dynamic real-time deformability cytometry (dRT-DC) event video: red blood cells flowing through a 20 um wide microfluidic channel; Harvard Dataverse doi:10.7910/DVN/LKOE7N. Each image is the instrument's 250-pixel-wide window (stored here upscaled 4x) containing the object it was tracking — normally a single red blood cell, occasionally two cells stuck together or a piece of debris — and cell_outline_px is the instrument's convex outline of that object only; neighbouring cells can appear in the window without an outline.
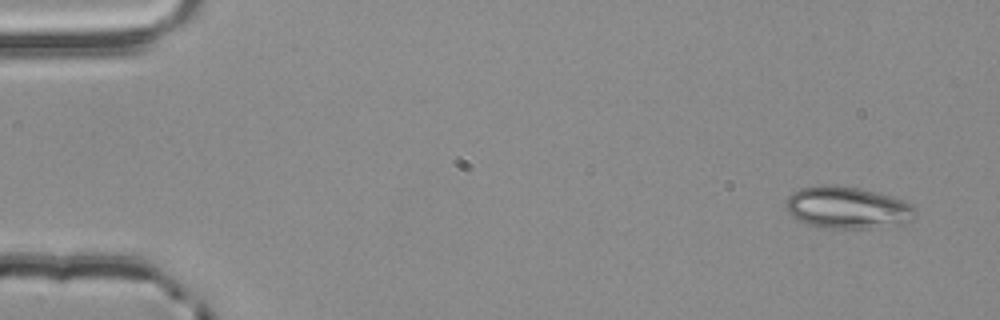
{"species": "common noctule bat (a hibernating species)", "species_latin": "Nyctalus noctula", "temperature_condition": "room temperature", "stored_images_in_passage": 4, "camera_frame_rate_fps": 3000, "um_per_image_px": 0.085, "animal": {"sex": "male", "body_mass_g": 20.4}, "frame": {"image": 1, "passage_image": 1, "time_ms": 0.0, "image_size_px": [1000, 320], "cell_outline_px": [[916, 216], [900, 224], [864, 228], [824, 228], [808, 224], [792, 216], [788, 212], [784, 200], [792, 192], [800, 188], [820, 184], [836, 184], [860, 188], [892, 196], [904, 200], [912, 204], [916, 208]], "centroid_in_image_um": [72.0, 17.62], "position_along_channel_um": 13.0, "area_um2": 31.91}}
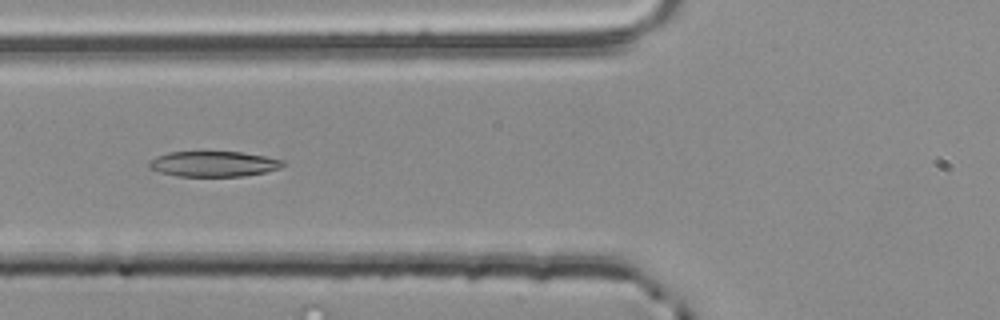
{"frame": {"image": 2, "passage_image": 4, "time_ms": 1.0, "image_size_px": [1000, 320], "cell_outline_px": [[284, 164], [280, 168], [264, 172], [244, 176], [176, 176], [160, 172], [148, 168], [148, 160], [156, 156], [168, 152], [240, 152], [264, 156], [284, 160]], "centroid_in_image_um": [18.11, 13.93], "position_along_channel_um": 107.7, "area_um2": 19.83}}